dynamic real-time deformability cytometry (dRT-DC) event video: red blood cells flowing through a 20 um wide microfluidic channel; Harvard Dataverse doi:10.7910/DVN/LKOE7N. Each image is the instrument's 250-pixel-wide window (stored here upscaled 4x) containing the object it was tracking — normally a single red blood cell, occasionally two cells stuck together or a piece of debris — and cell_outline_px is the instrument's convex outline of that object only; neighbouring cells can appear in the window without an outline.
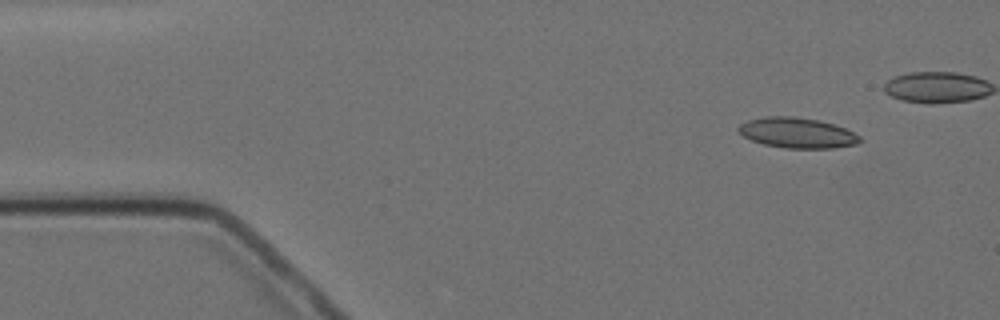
{"species": "Egyptian fruit bat (a non-hibernating species)", "species_latin": "Rousettus aegyptiacus", "temperature_condition": "cold", "stored_images_in_passage": 16, "camera_frame_rate_fps": 3000, "um_per_image_px": 0.085, "animal": {"sex": "female"}, "frame": {"image": 1, "passage_image": 1, "time_ms": 0.0, "image_size_px": [1000, 320], "cell_outline_px": [[860, 140], [856, 144], [832, 148], [784, 148], [764, 144], [752, 140], [744, 136], [736, 128], [740, 124], [748, 120], [764, 116], [796, 116], [816, 120], [832, 124], [844, 128], [860, 136]], "centroid_in_image_um": [67.72, 11.29], "position_along_channel_um": 17.3, "area_um2": 21.27}}
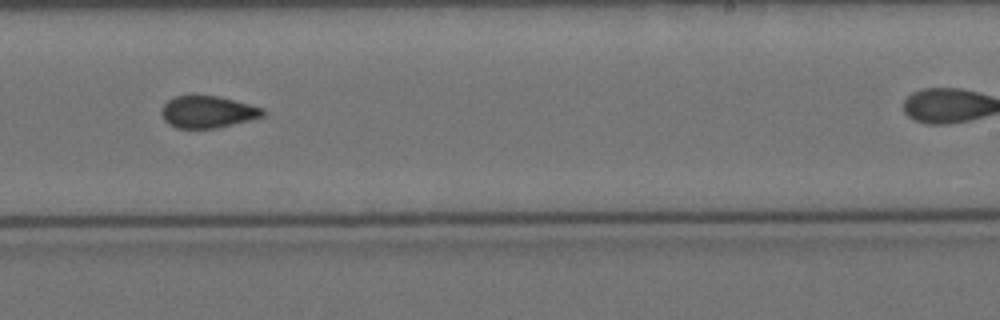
{"frame": {"image": 2, "passage_image": 10, "time_ms": 11.333, "image_size_px": [1000, 320], "cell_outline_px": [[264, 116], [216, 128], [176, 128], [164, 120], [160, 112], [160, 108], [168, 100], [176, 96], [220, 96], [264, 108]], "centroid_in_image_um": [17.63, 9.51], "position_along_channel_um": 271.4, "area_um2": 18.79}}
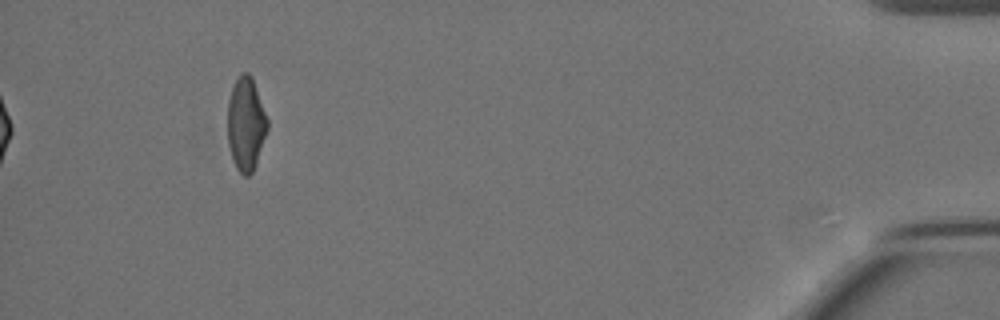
{"frame": {"image": 3, "passage_image": 16, "time_ms": 19.333, "image_size_px": [1000, 320], "cell_outline_px": [[268, 128], [252, 172], [248, 176], [244, 176], [236, 168], [232, 160], [228, 144], [228, 100], [232, 88], [236, 80], [244, 72], [248, 72], [252, 76], [268, 120]], "centroid_in_image_um": [20.89, 10.53], "position_along_channel_um": 414.3, "area_um2": 21.44}, "authors_computed_cell_mechanics": {"area_um2": 19.4786, "velocity_mm_per_s": 3.4938, "shape_relaxation_time_tau1_ms": null, "shape_relaxation_time_tau2_ms": 1.9077, "deformation_change_tau1": null, "deformation_change_tau2": 0.0783}}